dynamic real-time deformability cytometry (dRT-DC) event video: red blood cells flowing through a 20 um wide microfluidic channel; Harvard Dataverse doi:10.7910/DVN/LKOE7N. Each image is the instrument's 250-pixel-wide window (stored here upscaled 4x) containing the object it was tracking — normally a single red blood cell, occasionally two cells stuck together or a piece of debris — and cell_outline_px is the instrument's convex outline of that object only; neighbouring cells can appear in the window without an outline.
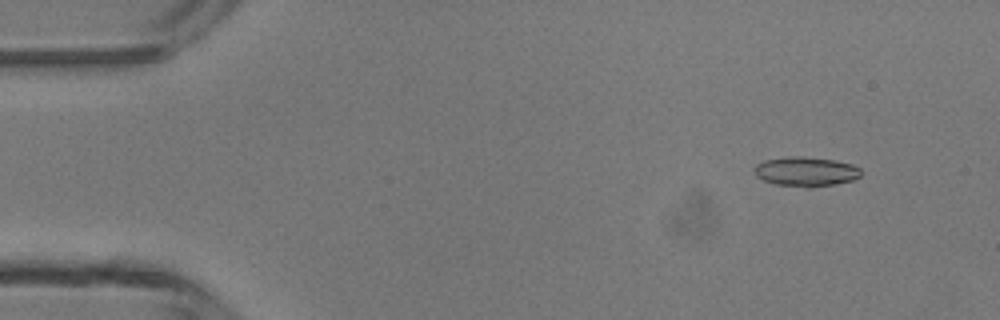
{"species": "common noctule bat (a hibernating species)", "species_latin": "Nyctalus noctula", "temperature_condition": "room temperature", "stored_images_in_passage": 5, "camera_frame_rate_fps": 3000, "um_per_image_px": 0.085, "animal": {"sex": "male", "body_mass_g": 13.3}, "frame": {"image": 1, "passage_image": 2, "time_ms": 1.0, "image_size_px": [1000, 320], "cell_outline_px": [[860, 176], [852, 180], [836, 184], [808, 188], [776, 184], [764, 180], [756, 176], [756, 164], [764, 160], [788, 156], [800, 156], [836, 160], [852, 164], [860, 168]], "centroid_in_image_um": [68.51, 14.58], "position_along_channel_um": 16.5, "area_um2": 18.32}}
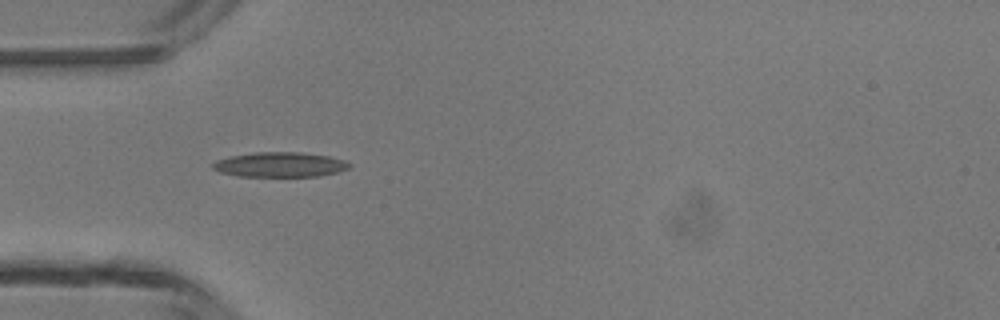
{"frame": {"image": 2, "passage_image": 5, "time_ms": 4.333, "image_size_px": [1000, 320], "cell_outline_px": [[352, 164], [348, 168], [340, 172], [320, 176], [236, 176], [220, 172], [212, 168], [212, 164], [216, 160], [232, 156], [252, 152], [300, 152], [328, 156], [344, 160]], "centroid_in_image_um": [23.81, 13.99], "position_along_channel_um": 61.2, "area_um2": 19.83}}